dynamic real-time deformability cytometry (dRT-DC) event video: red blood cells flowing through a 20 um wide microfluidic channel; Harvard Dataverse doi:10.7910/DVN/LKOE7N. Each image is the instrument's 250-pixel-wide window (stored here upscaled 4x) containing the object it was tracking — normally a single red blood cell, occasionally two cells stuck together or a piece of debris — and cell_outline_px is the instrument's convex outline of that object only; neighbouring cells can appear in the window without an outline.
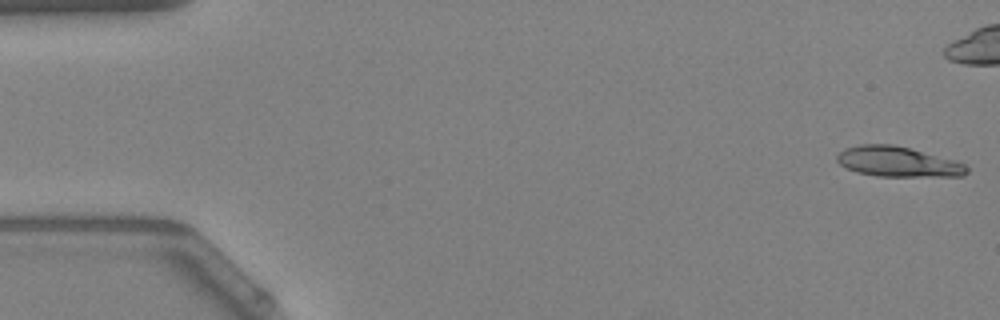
{"species": "Egyptian fruit bat (a non-hibernating species)", "species_latin": "Rousettus aegyptiacus", "temperature_condition": "warm", "stored_images_in_passage": 53, "camera_frame_rate_fps": 3000, "um_per_image_px": 0.085, "animal": {"sex": "female"}, "frame": {"image": 1, "passage_image": 1, "time_ms": 0.0, "image_size_px": [1000, 320], "cell_outline_px": [[968, 172], [964, 176], [876, 176], [856, 172], [840, 164], [836, 160], [836, 156], [844, 148], [860, 144], [892, 144], [908, 148], [952, 160], [964, 164], [968, 168]], "centroid_in_image_um": [76.27, 13.75], "position_along_channel_um": 8.7, "area_um2": 22.54}}
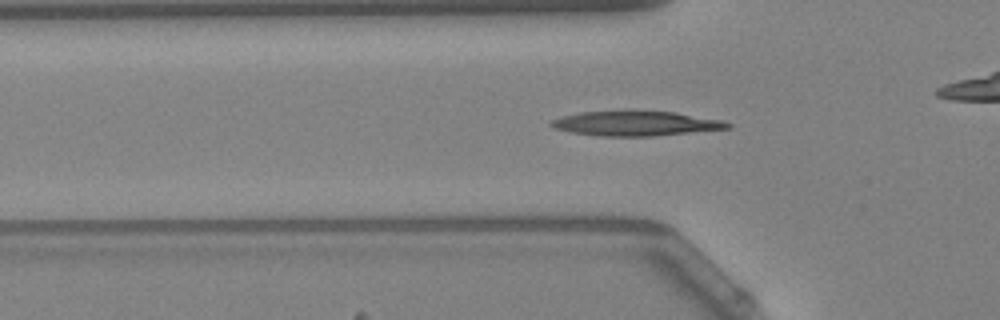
{"frame": {"image": 2, "passage_image": 17, "time_ms": 5.333, "image_size_px": [1000, 320], "cell_outline_px": [[732, 128], [652, 136], [600, 136], [572, 132], [556, 128], [548, 124], [552, 120], [560, 116], [580, 112], [676, 112], [720, 120], [732, 124]], "centroid_in_image_um": [54.04, 10.51], "position_along_channel_um": 71.8, "area_um2": 24.85}}
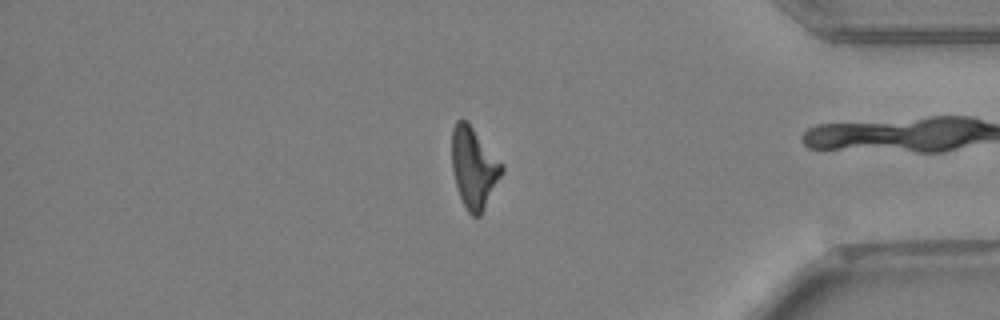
{"frame": {"image": 3, "passage_image": 44, "time_ms": 14.333, "image_size_px": [1000, 320], "cell_outline_px": [[504, 172], [480, 216], [472, 216], [468, 212], [460, 196], [452, 172], [452, 128], [456, 120], [468, 120], [504, 164]], "centroid_in_image_um": [40.3, 14.21], "position_along_channel_um": 394.9, "area_um2": 23.81}, "authors_computed_cell_mechanics": {"area_um2": 23.409, "velocity_mm_per_s": 3.8923, "shape_relaxation_time_tau1_ms": 7.6872, "shape_relaxation_time_tau2_ms": 5.251, "deformation_change_tau1": 0.2452, "deformation_change_tau2": 0.1862}}